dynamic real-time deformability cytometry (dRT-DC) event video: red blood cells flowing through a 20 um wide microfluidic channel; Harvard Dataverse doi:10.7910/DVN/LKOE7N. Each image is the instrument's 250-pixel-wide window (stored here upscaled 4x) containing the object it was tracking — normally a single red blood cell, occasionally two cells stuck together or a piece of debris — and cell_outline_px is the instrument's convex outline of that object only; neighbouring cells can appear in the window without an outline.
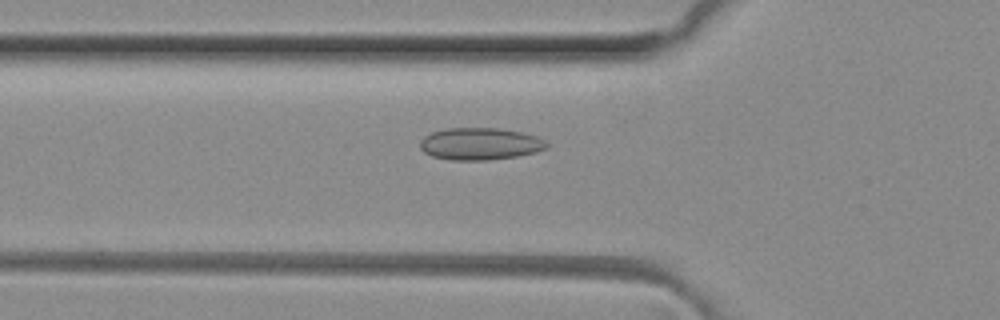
{"species": "common noctule bat (a hibernating species)", "species_latin": "Nyctalus noctula", "temperature_condition": "room temperature", "stored_images_in_passage": 50, "camera_frame_rate_fps": 3000, "um_per_image_px": 0.085, "animal": {"sex": "female", "body_mass_g": 29.2, "forearm_length_mm": 56.3}, "frame": {"image": 1, "passage_image": 17, "time_ms": 5.333, "image_size_px": [1000, 320], "cell_outline_px": [[548, 148], [536, 152], [516, 156], [488, 160], [452, 160], [432, 156], [424, 152], [420, 148], [420, 140], [424, 136], [432, 132], [444, 128], [500, 128], [520, 132], [536, 136], [544, 140], [548, 144]], "centroid_in_image_um": [40.79, 12.22], "position_along_channel_um": 85.0, "area_um2": 23.76}}
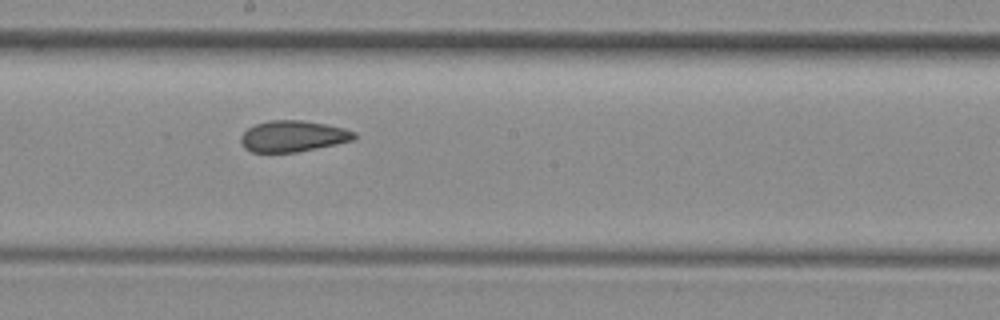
{"frame": {"image": 2, "passage_image": 27, "time_ms": 8.667, "image_size_px": [1000, 320], "cell_outline_px": [[356, 136], [352, 140], [316, 148], [296, 152], [252, 152], [244, 148], [240, 140], [240, 136], [248, 128], [256, 124], [272, 120], [304, 120], [344, 128], [356, 132]], "centroid_in_image_um": [24.88, 11.57], "position_along_channel_um": 223.3, "area_um2": 20.4}}
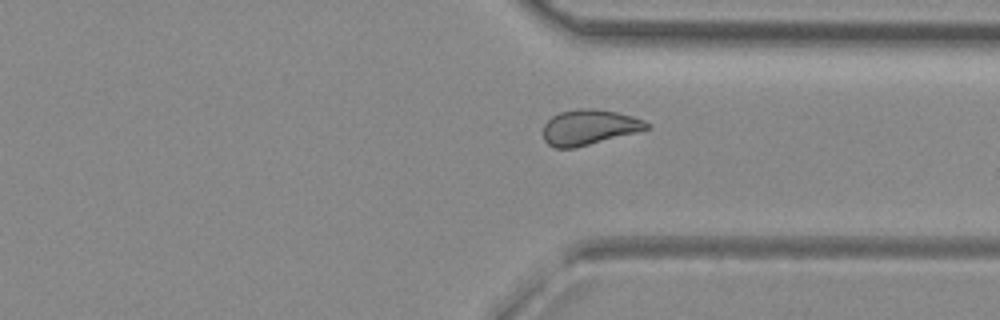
{"frame": {"image": 3, "passage_image": 37, "time_ms": 12.0, "image_size_px": [1000, 320], "cell_outline_px": [[652, 128], [572, 148], [556, 148], [548, 144], [544, 140], [544, 124], [552, 116], [560, 112], [580, 108], [592, 108], [616, 112], [632, 116], [644, 120], [652, 124]], "centroid_in_image_um": [50.09, 10.8], "position_along_channel_um": 361.3, "area_um2": 21.1}, "authors_computed_cell_mechanics": {"area_um2": 21.8195, "velocity_mm_per_s": 4.1395, "shape_relaxation_time_tau1_ms": null, "shape_relaxation_time_tau2_ms": 2.4591, "deformation_change_tau1": null, "deformation_change_tau2": 0.081}}